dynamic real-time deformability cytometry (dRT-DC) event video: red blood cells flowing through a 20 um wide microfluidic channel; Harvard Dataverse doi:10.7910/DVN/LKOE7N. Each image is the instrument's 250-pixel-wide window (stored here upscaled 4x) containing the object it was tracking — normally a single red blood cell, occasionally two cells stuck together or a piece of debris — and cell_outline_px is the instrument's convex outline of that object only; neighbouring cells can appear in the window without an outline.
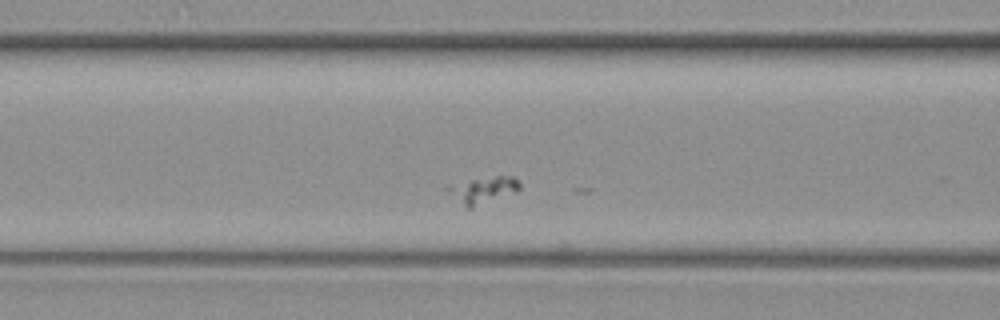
{"species": "common noctule bat (a hibernating species)", "species_latin": "Nyctalus noctula", "temperature_condition": "warm", "stored_images_in_passage": 59, "segment_of_instrument_passage": [2, 2], "camera_frame_rate_fps": 3000, "um_per_image_px": 0.085, "animal": {"sex": "female", "body_mass_g": 19.3, "forearm_length_mm": 54.1}, "frame": {"image": 1, "passage_image": 20, "time_ms": 6.333, "image_size_px": [1000, 320], "cell_outline_px": [[520, 188], [516, 192], [472, 208], [468, 208], [448, 192], [444, 188], [472, 180], [496, 176], [512, 176], [520, 180]], "centroid_in_image_um": [41.14, 16.15], "position_along_channel_um": 125.5, "area_um2": 10.75}}
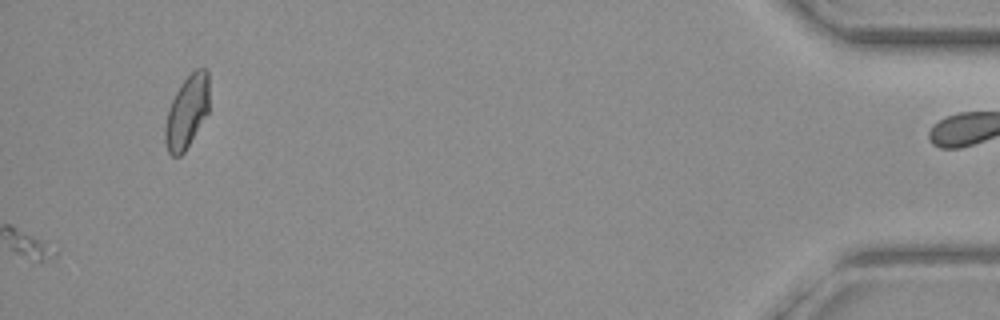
{"frame": {"image": 2, "passage_image": 59, "time_ms": 19.333, "image_size_px": [1000, 320], "cell_outline_px": [[208, 112], [184, 152], [180, 156], [172, 156], [168, 152], [164, 140], [164, 128], [168, 108], [176, 92], [184, 80], [196, 68], [208, 68]], "centroid_in_image_um": [15.87, 9.51], "position_along_channel_um": 419.3, "area_um2": 18.55}}